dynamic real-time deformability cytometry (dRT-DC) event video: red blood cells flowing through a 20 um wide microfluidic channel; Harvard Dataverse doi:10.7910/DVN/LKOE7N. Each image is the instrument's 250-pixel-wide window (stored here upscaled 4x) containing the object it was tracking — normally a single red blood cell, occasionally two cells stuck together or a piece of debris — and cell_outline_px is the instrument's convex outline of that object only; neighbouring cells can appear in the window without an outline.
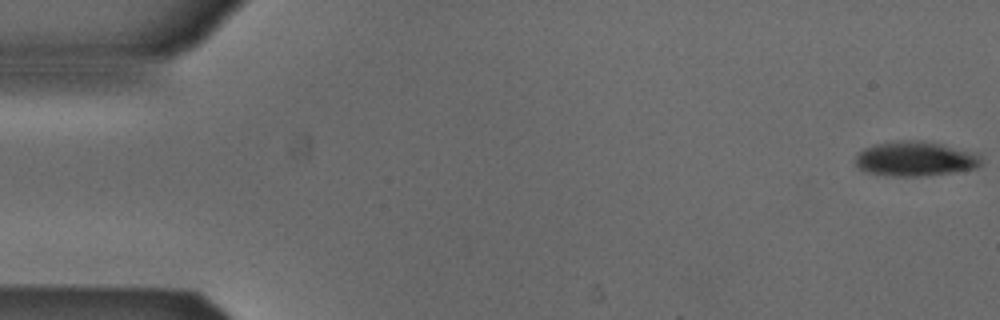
{"species": "Egyptian fruit bat (a non-hibernating species)", "species_latin": "Rousettus aegyptiacus", "temperature_condition": "cold", "stored_images_in_passage": 5, "camera_frame_rate_fps": 3000, "um_per_image_px": 0.085, "animal": {"sex": "male"}, "frame": {"image": 1, "passage_image": 1, "time_ms": 0.0, "image_size_px": [1000, 320], "cell_outline_px": [[984, 164], [976, 168], [952, 172], [924, 176], [892, 176], [868, 172], [860, 168], [856, 164], [856, 156], [864, 148], [876, 144], [900, 140], [920, 140], [944, 144], [976, 152], [980, 156]], "centroid_in_image_um": [77.86, 13.49], "position_along_channel_um": 7.1, "area_um2": 25.55}}